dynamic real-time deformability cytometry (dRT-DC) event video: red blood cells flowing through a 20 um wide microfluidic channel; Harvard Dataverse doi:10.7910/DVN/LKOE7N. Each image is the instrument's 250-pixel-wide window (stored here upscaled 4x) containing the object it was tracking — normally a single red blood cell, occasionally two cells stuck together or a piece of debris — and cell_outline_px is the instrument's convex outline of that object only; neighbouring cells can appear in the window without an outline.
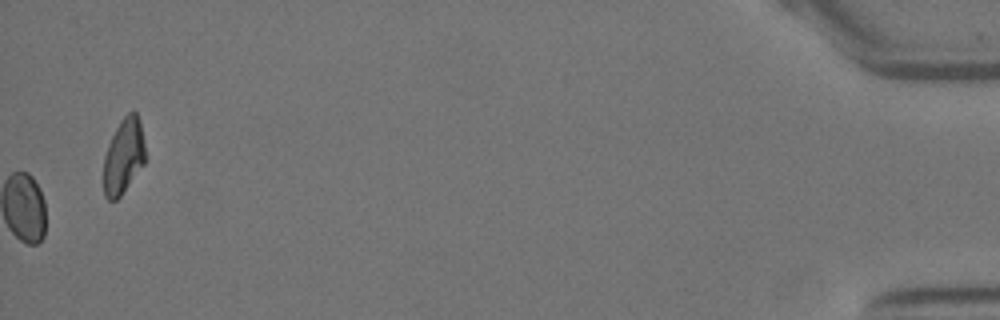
{"species": "Egyptian fruit bat (a non-hibernating species)", "species_latin": "Rousettus aegyptiacus", "temperature_condition": "warm", "stored_images_in_passage": 57, "camera_frame_rate_fps": 3000, "um_per_image_px": 0.085, "animal": {"sex": "female"}, "frame": {"image": 1, "passage_image": 57, "time_ms": 18.667, "image_size_px": [1000, 320], "cell_outline_px": [[144, 164], [120, 196], [116, 200], [108, 200], [104, 196], [104, 156], [108, 144], [120, 120], [128, 112], [136, 112], [140, 120], [144, 144]], "centroid_in_image_um": [10.49, 13.27], "position_along_channel_um": 424.7, "area_um2": 18.09}, "authors_computed_cell_mechanics": {"area_um2": 18.496, "velocity_mm_per_s": 3.5162, "shape_relaxation_time_tau1_ms": 1.2913, "shape_relaxation_time_tau2_ms": null, "deformation_change_tau1": 0.0304, "deformation_change_tau2": null}}